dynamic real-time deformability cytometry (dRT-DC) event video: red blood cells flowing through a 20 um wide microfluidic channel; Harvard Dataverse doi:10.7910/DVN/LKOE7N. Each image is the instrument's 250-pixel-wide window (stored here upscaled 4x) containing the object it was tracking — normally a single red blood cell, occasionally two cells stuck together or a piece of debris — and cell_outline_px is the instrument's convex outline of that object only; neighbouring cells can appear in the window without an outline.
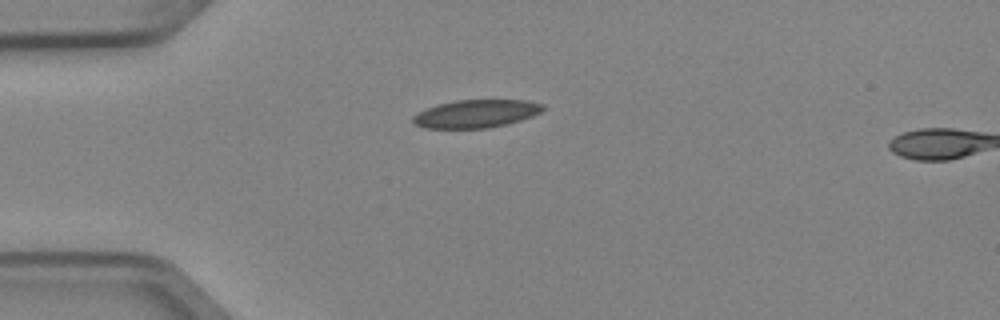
{"species": "Egyptian fruit bat (a non-hibernating species)", "species_latin": "Rousettus aegyptiacus", "temperature_condition": "cold", "stored_images_in_passage": 4, "camera_frame_rate_fps": 3000, "um_per_image_px": 0.085, "animal": {"sex": "female"}, "frame": {"image": 1, "passage_image": 4, "time_ms": 1.0, "image_size_px": [1000, 320], "cell_outline_px": [[544, 108], [540, 112], [532, 116], [520, 120], [488, 128], [424, 128], [416, 124], [412, 120], [412, 116], [436, 104], [456, 100], [524, 100], [544, 104]], "centroid_in_image_um": [40.46, 9.66], "position_along_channel_um": 44.5, "area_um2": 20.98}}